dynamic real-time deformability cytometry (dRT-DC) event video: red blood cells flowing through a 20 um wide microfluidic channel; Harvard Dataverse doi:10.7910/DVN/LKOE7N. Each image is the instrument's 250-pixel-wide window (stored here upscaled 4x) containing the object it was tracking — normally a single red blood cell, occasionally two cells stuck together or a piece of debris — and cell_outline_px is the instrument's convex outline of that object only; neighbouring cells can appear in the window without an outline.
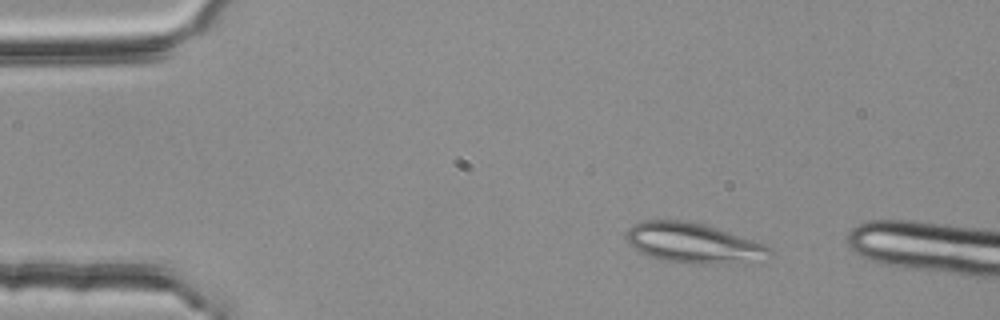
{"species": "common noctule bat (a hibernating species)", "species_latin": "Nyctalus noctula", "temperature_condition": "room temperature", "stored_images_in_passage": 2, "camera_frame_rate_fps": 3000, "um_per_image_px": 0.085, "animal": {"sex": "female", "body_mass_g": 25.1}, "frame": {"image": 1, "passage_image": 1, "time_ms": 0.0, "image_size_px": [1000, 320], "cell_outline_px": [[772, 252], [744, 264], [692, 264], [660, 260], [648, 256], [640, 252], [624, 236], [628, 228], [632, 224], [644, 220], [688, 220], [704, 224], [764, 244]], "centroid_in_image_um": [58.86, 20.66], "position_along_channel_um": 26.1, "area_um2": 33.35}}